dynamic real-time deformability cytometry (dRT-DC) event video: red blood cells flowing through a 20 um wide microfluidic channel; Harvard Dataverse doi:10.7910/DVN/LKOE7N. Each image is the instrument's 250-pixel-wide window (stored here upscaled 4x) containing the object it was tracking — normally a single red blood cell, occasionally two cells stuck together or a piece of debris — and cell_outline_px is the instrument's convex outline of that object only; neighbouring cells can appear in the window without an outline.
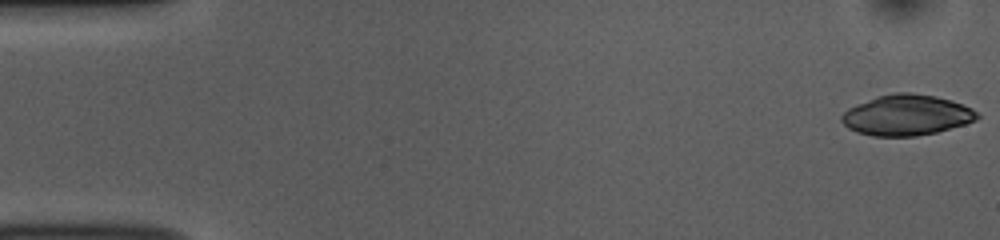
{"species": "common noctule bat (a hibernating species)", "species_latin": "Nyctalus noctula", "temperature_condition": "room temperature", "stored_images_in_passage": 52, "camera_frame_rate_fps": 3000, "um_per_image_px": 0.085, "animal": {"sex": "female", "body_mass_g": 10.0, "forearm_length_mm": 53.1}, "frame": {"image": 1, "passage_image": 1, "time_ms": 0.0, "image_size_px": [1000, 240], "cell_outline_px": [[980, 116], [976, 120], [964, 124], [936, 132], [916, 136], [872, 136], [856, 132], [848, 128], [840, 120], [840, 116], [848, 108], [876, 96], [892, 92], [912, 92], [936, 96], [952, 100], [964, 104], [972, 108]], "centroid_in_image_um": [77.05, 9.77], "position_along_channel_um": 8.0, "area_um2": 32.31}}